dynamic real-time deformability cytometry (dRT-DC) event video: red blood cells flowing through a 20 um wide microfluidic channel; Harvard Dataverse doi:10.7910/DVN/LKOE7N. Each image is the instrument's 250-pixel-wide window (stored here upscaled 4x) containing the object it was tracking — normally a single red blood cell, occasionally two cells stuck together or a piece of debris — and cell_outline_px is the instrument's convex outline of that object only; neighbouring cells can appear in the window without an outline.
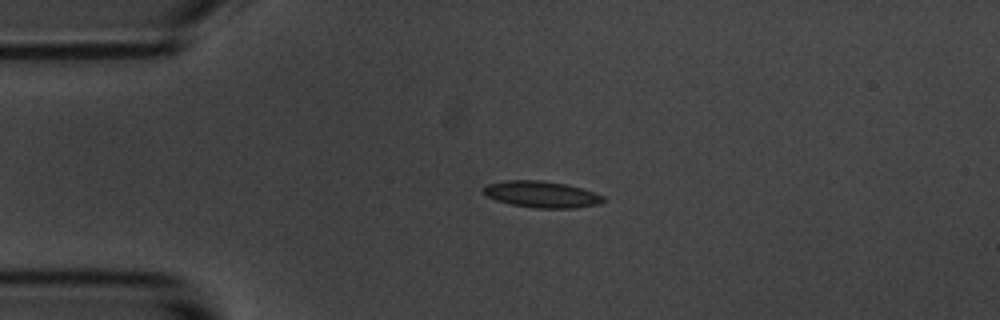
{"species": "common noctule bat (a hibernating species)", "species_latin": "Nyctalus noctula", "temperature_condition": "room temperature", "stored_images_in_passage": 1, "camera_frame_rate_fps": 3000, "um_per_image_px": 0.085, "animal": {"sex": "male", "body_mass_g": 20.1, "forearm_length_mm": 53.5}, "frame": {"image": 1, "passage_image": 1, "time_ms": 0.0, "image_size_px": [1000, 320], "cell_outline_px": [[604, 200], [600, 204], [572, 208], [536, 208], [512, 204], [496, 200], [488, 196], [484, 192], [484, 188], [488, 184], [508, 180], [544, 180], [568, 184], [604, 196]], "centroid_in_image_um": [46.06, 16.51], "position_along_channel_um": 38.9, "area_um2": 18.26}}